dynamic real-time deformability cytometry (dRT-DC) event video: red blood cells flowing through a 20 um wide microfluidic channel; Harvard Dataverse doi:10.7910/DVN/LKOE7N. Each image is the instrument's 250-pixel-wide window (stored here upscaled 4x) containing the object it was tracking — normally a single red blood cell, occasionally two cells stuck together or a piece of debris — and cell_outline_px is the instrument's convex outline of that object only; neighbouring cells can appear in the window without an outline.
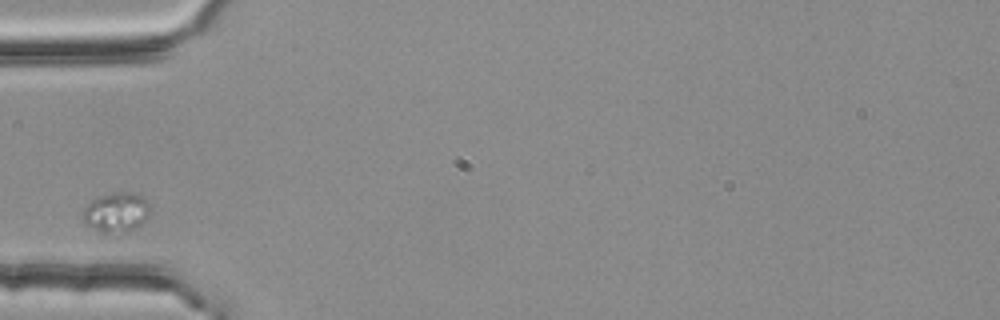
{"species": "common noctule bat (a hibernating species)", "species_latin": "Nyctalus noctula", "temperature_condition": "room temperature", "stored_images_in_passage": 29, "camera_frame_rate_fps": 3000, "um_per_image_px": 0.085, "animal": {"sex": "female", "body_mass_g": 25.1}, "frame": {"image": 1, "passage_image": 1, "time_ms": 0.0, "image_size_px": [1000, 320], "cell_outline_px": [[152, 208], [148, 216], [132, 232], [120, 236], [88, 228], [84, 224], [84, 208], [92, 200], [100, 196], [112, 192], [136, 192], [144, 196]], "centroid_in_image_um": [9.93, 18.08], "position_along_channel_um": 75.1, "area_um2": 16.24}}